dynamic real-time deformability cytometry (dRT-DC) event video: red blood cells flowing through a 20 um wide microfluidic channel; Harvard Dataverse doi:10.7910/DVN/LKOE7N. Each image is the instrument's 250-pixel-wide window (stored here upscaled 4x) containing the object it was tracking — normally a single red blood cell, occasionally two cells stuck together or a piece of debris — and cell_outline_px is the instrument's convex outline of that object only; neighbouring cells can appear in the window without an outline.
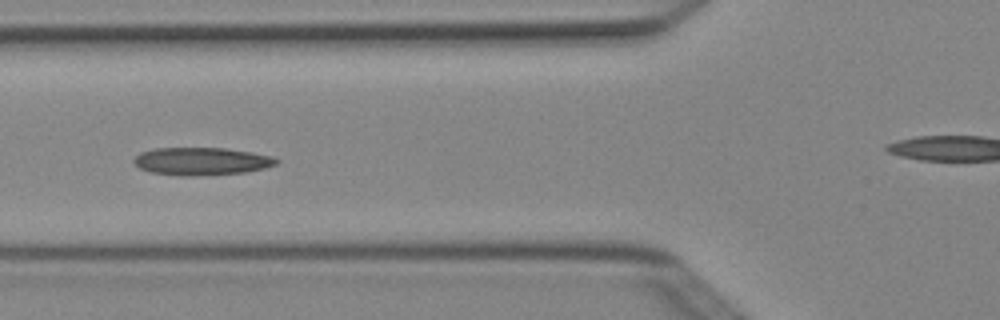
{"species": "Egyptian fruit bat (a non-hibernating species)", "species_latin": "Rousettus aegyptiacus", "temperature_condition": "cold", "stored_images_in_passage": 6, "camera_frame_rate_fps": 3000, "um_per_image_px": 0.085, "animal": {"sex": "female"}, "frame": {"image": 1, "passage_image": 5, "time_ms": 1.333, "image_size_px": [1000, 320], "cell_outline_px": [[280, 160], [276, 164], [264, 168], [244, 172], [192, 176], [180, 176], [152, 172], [140, 168], [132, 160], [140, 152], [156, 148], [224, 148], [252, 152], [272, 156]], "centroid_in_image_um": [17.13, 13.7], "position_along_channel_um": 108.7, "area_um2": 22.89}}
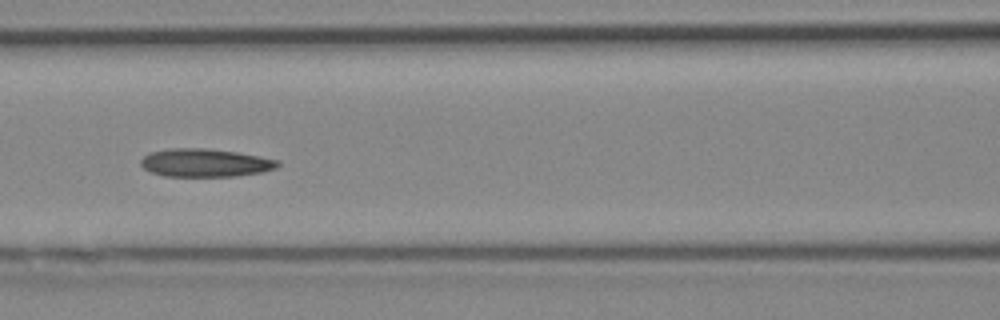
{"frame": {"image": 2, "passage_image": 6, "time_ms": 1.667, "image_size_px": [1000, 320], "cell_outline_px": [[280, 164], [276, 168], [260, 172], [236, 176], [164, 176], [152, 172], [144, 168], [140, 164], [140, 160], [148, 152], [168, 148], [204, 148], [236, 152], [260, 156], [280, 160]], "centroid_in_image_um": [17.42, 13.83], "position_along_channel_um": 149.2, "area_um2": 22.48}}